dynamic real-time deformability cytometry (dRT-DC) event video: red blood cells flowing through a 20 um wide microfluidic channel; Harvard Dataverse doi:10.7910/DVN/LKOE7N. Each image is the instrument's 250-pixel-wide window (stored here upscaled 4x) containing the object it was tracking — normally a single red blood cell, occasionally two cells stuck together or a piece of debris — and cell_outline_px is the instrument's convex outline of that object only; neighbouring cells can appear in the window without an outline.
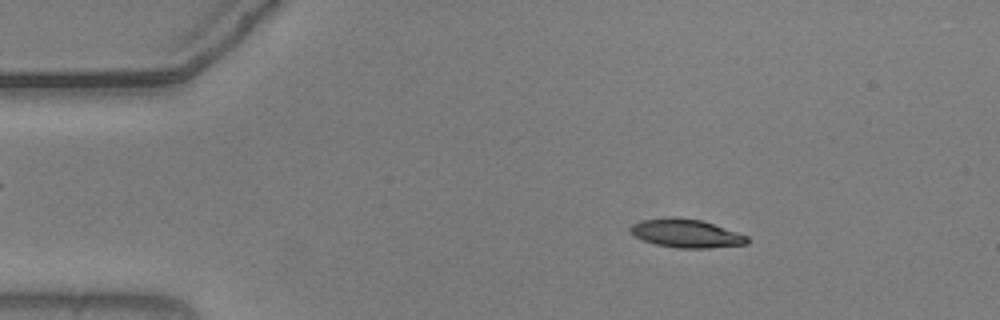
{"species": "common noctule bat (a hibernating species)", "species_latin": "Nyctalus noctula", "temperature_condition": "warm", "stored_images_in_passage": 54, "camera_frame_rate_fps": 3000, "um_per_image_px": 0.085, "animal": {"sex": "male", "body_mass_g": 20.5, "forearm_length_mm": 52.5}, "frame": {"image": 1, "passage_image": 8, "time_ms": 2.333, "image_size_px": [1000, 320], "cell_outline_px": [[748, 244], [708, 248], [676, 248], [656, 244], [644, 240], [636, 236], [628, 228], [632, 224], [640, 220], [672, 216], [676, 216], [700, 220], [748, 236]], "centroid_in_image_um": [58.3, 19.83], "position_along_channel_um": 26.7, "area_um2": 19.25}}
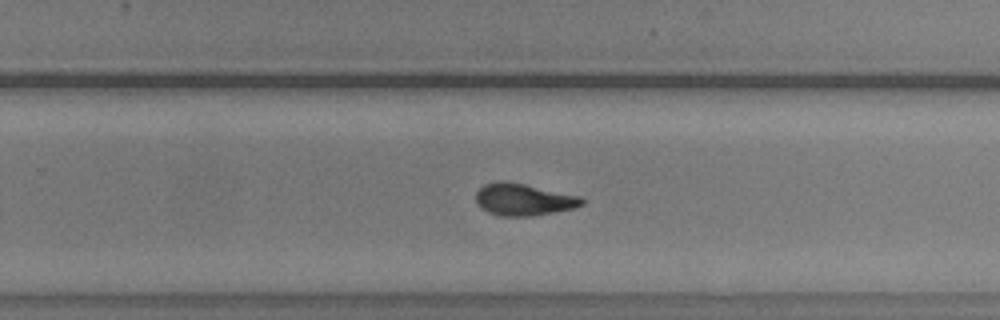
{"frame": {"image": 2, "passage_image": 34, "time_ms": 11.0, "image_size_px": [1000, 320], "cell_outline_px": [[584, 204], [576, 208], [532, 216], [500, 216], [488, 212], [480, 208], [476, 204], [476, 192], [484, 184], [496, 180], [504, 180], [584, 196]], "centroid_in_image_um": [44.52, 16.95], "position_along_channel_um": 285.3, "area_um2": 20.17}}
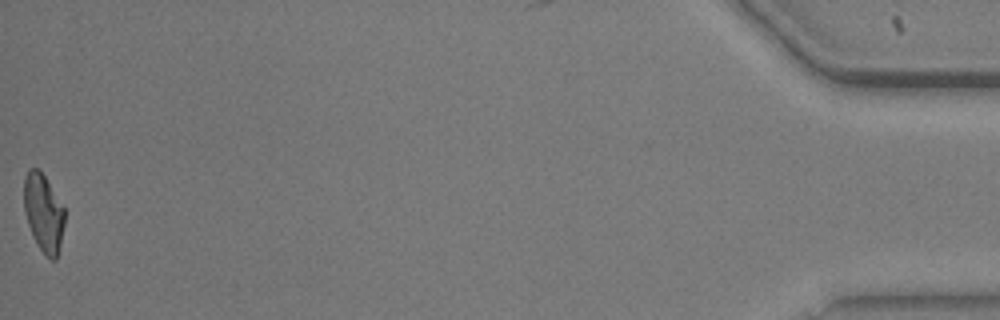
{"frame": {"image": 3, "passage_image": 54, "time_ms": 17.667, "image_size_px": [1000, 320], "cell_outline_px": [[64, 224], [60, 244], [56, 260], [52, 260], [44, 256], [28, 224], [24, 212], [24, 176], [28, 168], [36, 168], [44, 176], [64, 208]], "centroid_in_image_um": [3.69, 18.09], "position_along_channel_um": 431.5, "area_um2": 18.15}, "authors_computed_cell_mechanics": {"area_um2": 19.5364, "velocity_mm_per_s": 3.6976, "shape_relaxation_time_tau1_ms": 3.8133, "shape_relaxation_time_tau2_ms": 2.0102, "deformation_change_tau1": 0.1752, "deformation_change_tau2": 0.0858}}